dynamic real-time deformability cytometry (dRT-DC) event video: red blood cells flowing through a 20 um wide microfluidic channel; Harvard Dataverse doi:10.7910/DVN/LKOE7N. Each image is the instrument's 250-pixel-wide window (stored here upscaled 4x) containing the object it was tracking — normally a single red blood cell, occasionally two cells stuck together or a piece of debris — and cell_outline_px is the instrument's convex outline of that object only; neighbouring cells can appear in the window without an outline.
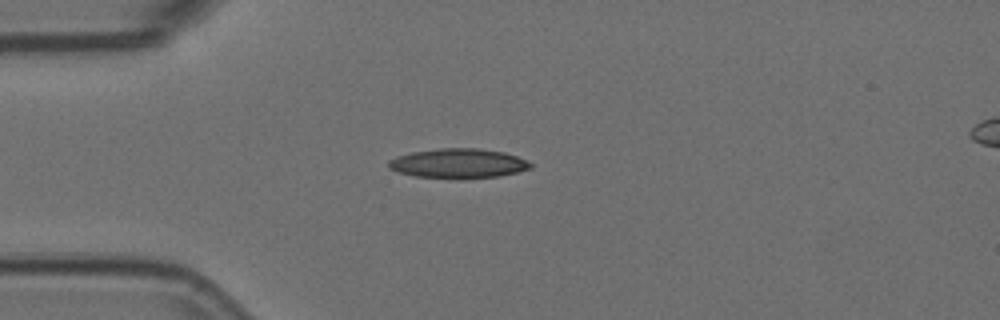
{"species": "Egyptian fruit bat (a non-hibernating species)", "species_latin": "Rousettus aegyptiacus", "temperature_condition": "room temperature", "stored_images_in_passage": 5, "camera_frame_rate_fps": 3000, "um_per_image_px": 0.085, "animal": {"sex": "female"}, "frame": {"image": 1, "passage_image": 1, "time_ms": 0.0, "image_size_px": [1000, 320], "cell_outline_px": [[532, 168], [500, 176], [416, 176], [396, 172], [388, 168], [388, 160], [396, 156], [412, 152], [440, 148], [476, 148], [504, 152], [516, 156], [532, 164]], "centroid_in_image_um": [38.91, 13.85], "position_along_channel_um": 46.1, "area_um2": 23.58}}
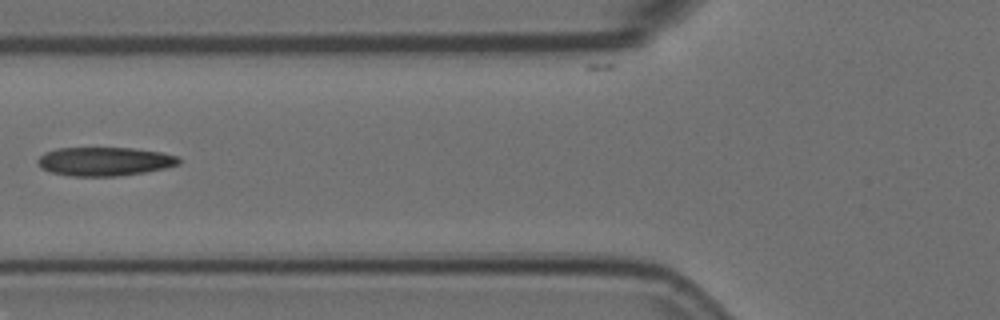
{"frame": {"image": 2, "passage_image": 3, "time_ms": 0.667, "image_size_px": [1000, 320], "cell_outline_px": [[180, 164], [164, 168], [144, 172], [120, 176], [72, 176], [52, 172], [40, 168], [36, 164], [36, 160], [44, 152], [56, 148], [132, 148], [160, 152], [176, 156], [180, 160]], "centroid_in_image_um": [8.84, 13.72], "position_along_channel_um": 117.0, "area_um2": 23.64}}
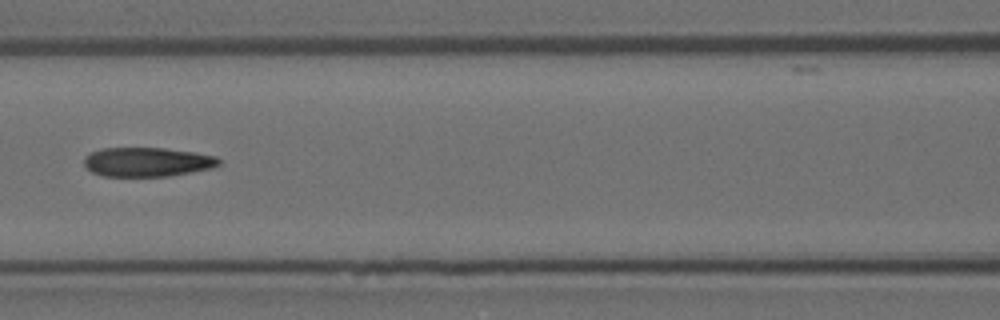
{"frame": {"image": 3, "passage_image": 4, "time_ms": 1.0, "image_size_px": [1000, 320], "cell_outline_px": [[220, 164], [212, 168], [168, 176], [104, 176], [92, 172], [84, 164], [84, 156], [100, 148], [164, 148], [196, 152], [216, 156], [220, 160]], "centroid_in_image_um": [12.52, 13.76], "position_along_channel_um": 154.1, "area_um2": 22.95}}